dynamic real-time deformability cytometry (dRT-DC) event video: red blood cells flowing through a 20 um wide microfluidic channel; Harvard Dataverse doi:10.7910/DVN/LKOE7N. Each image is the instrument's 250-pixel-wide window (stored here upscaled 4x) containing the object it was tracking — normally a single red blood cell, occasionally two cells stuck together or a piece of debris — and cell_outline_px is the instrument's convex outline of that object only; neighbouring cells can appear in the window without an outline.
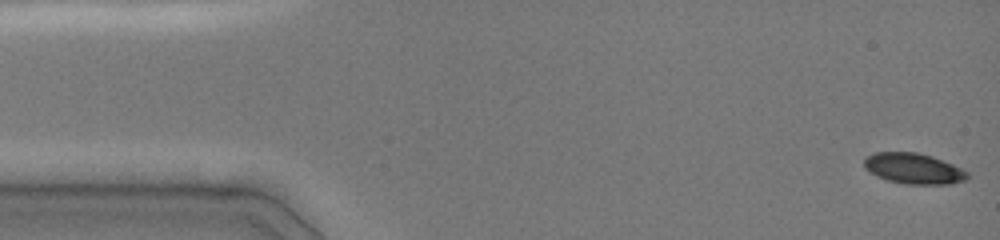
{"species": "common noctule bat (a hibernating species)", "species_latin": "Nyctalus noctula", "temperature_condition": "cold", "stored_images_in_passage": 8, "camera_frame_rate_fps": 3000, "um_per_image_px": 0.085, "animal": {"sex": "female", "body_mass_g": 19.0, "forearm_length_mm": 51.5}, "frame": {"image": 1, "passage_image": 1, "time_ms": 0.0, "image_size_px": [1000, 240], "cell_outline_px": [[968, 176], [964, 180], [948, 184], [904, 184], [888, 180], [876, 176], [864, 168], [864, 156], [876, 152], [916, 152], [932, 156], [952, 164], [968, 172]], "centroid_in_image_um": [77.6, 14.32], "position_along_channel_um": 7.4, "area_um2": 18.44}}